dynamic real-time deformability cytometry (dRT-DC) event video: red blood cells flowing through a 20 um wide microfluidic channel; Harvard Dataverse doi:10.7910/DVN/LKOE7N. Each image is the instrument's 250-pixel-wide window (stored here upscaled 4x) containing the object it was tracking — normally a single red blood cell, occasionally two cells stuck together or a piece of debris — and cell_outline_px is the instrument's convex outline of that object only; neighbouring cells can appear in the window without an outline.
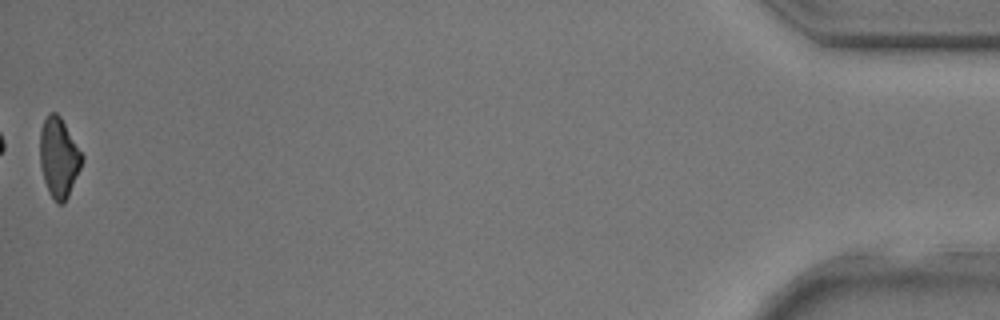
{"species": "common noctule bat (a hibernating species)", "species_latin": "Nyctalus noctula", "temperature_condition": "room temperature", "stored_images_in_passage": 38, "camera_frame_rate_fps": 3000, "um_per_image_px": 0.085, "animal": {"sex": "male", "body_mass_g": 17.9, "forearm_length_mm": 54.2}, "frame": {"image": 1, "passage_image": 38, "time_ms": 12.333, "image_size_px": [1000, 320], "cell_outline_px": [[84, 160], [68, 196], [64, 204], [56, 204], [48, 192], [44, 180], [40, 164], [40, 132], [44, 120], [48, 112], [56, 112], [60, 116], [84, 156]], "centroid_in_image_um": [5.0, 13.4], "position_along_channel_um": 430.2, "area_um2": 19.59}}